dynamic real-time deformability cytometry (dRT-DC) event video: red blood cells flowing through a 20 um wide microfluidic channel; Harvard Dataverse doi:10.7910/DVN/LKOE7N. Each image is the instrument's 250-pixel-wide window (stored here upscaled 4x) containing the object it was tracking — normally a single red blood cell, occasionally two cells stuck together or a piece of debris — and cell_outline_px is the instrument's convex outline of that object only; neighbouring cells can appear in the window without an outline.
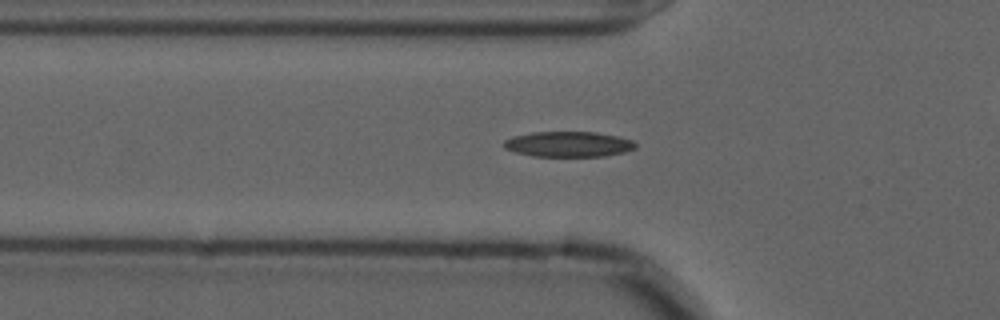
{"species": "common noctule bat (a hibernating species)", "species_latin": "Nyctalus noctula", "temperature_condition": "cold", "stored_images_in_passage": 30, "camera_frame_rate_fps": 3000, "um_per_image_px": 0.085, "animal": {"sex": "male", "forearm_length_mm": 52.5}, "frame": {"image": 1, "passage_image": 6, "time_ms": 1.667, "image_size_px": [1000, 320], "cell_outline_px": [[636, 148], [624, 152], [604, 156], [532, 156], [516, 152], [504, 148], [504, 140], [516, 136], [532, 132], [596, 132], [616, 136], [632, 140], [636, 144]], "centroid_in_image_um": [48.33, 12.26], "position_along_channel_um": 77.5, "area_um2": 19.31}}
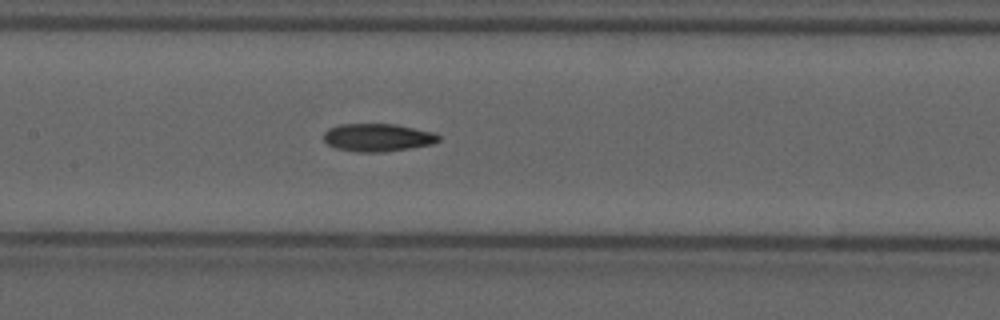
{"frame": {"image": 2, "passage_image": 14, "time_ms": 4.333, "image_size_px": [1000, 320], "cell_outline_px": [[440, 140], [432, 144], [384, 152], [356, 152], [336, 148], [328, 144], [324, 140], [324, 132], [328, 128], [340, 124], [396, 124], [432, 132], [440, 136]], "centroid_in_image_um": [32.08, 11.68], "position_along_channel_um": 175.3, "area_um2": 18.61}}
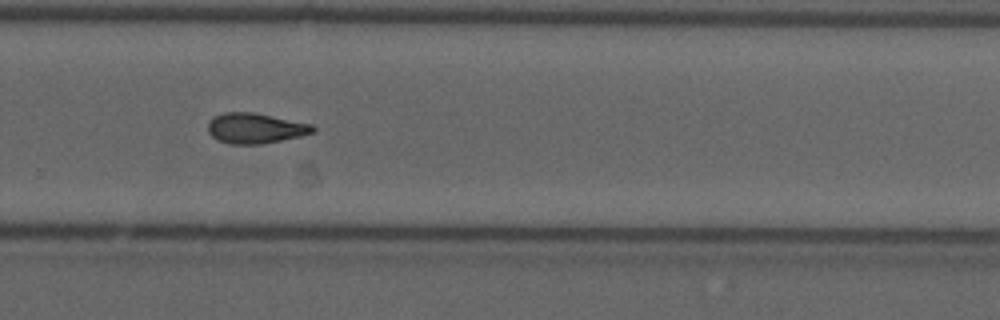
{"frame": {"image": 3, "passage_image": 25, "time_ms": 8.0, "image_size_px": [1000, 320], "cell_outline_px": [[316, 128], [312, 132], [300, 136], [260, 144], [232, 144], [216, 140], [208, 132], [208, 124], [216, 116], [224, 112], [252, 112], [312, 124]], "centroid_in_image_um": [21.68, 10.9], "position_along_channel_um": 308.1, "area_um2": 18.26}, "authors_computed_cell_mechanics": {"area_um2": 18.2648, "velocity_mm_per_s": 3.6341, "shape_relaxation_time_tau1_ms": 9.3584, "shape_relaxation_time_tau2_ms": 7.5317, "deformation_change_tau1": 0.2066, "deformation_change_tau2": 0.1671}}